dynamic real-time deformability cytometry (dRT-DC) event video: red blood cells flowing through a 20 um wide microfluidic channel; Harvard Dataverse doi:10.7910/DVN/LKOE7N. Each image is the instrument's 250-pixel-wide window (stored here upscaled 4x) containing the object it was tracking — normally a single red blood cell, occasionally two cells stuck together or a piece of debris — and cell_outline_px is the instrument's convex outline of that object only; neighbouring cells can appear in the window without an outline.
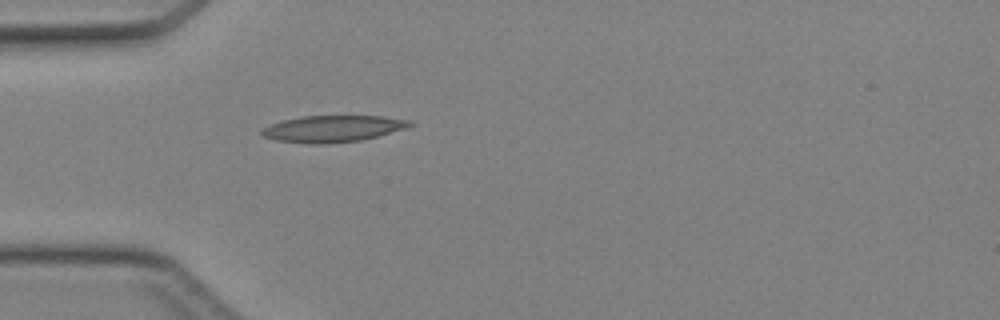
{"species": "Egyptian fruit bat (a non-hibernating species)", "species_latin": "Rousettus aegyptiacus", "temperature_condition": "cold", "stored_images_in_passage": 33, "camera_frame_rate_fps": 3000, "um_per_image_px": 0.085, "animal": {"sex": "female"}, "frame": {"image": 1, "passage_image": 1, "time_ms": 0.0, "image_size_px": [1000, 320], "cell_outline_px": [[416, 124], [404, 128], [376, 136], [360, 140], [328, 144], [312, 144], [276, 140], [264, 136], [260, 132], [260, 128], [284, 120], [300, 116], [380, 116], [412, 120]], "centroid_in_image_um": [28.27, 10.94], "position_along_channel_um": 56.7, "area_um2": 22.83}}
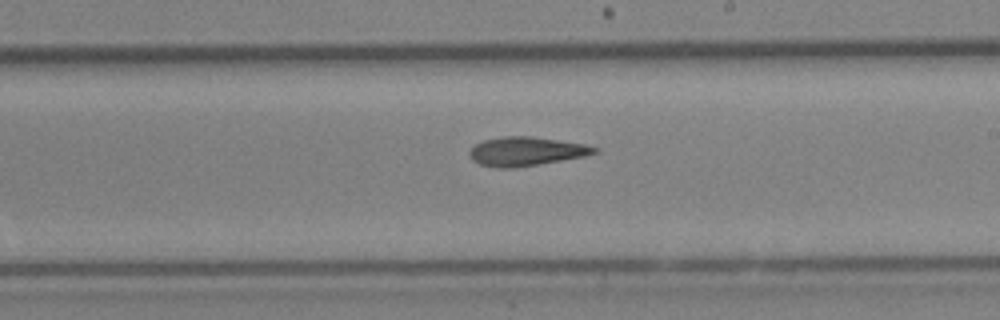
{"frame": {"image": 2, "passage_image": 14, "time_ms": 4.333, "image_size_px": [1000, 320], "cell_outline_px": [[600, 152], [584, 156], [512, 168], [500, 168], [480, 164], [472, 160], [468, 152], [476, 144], [484, 140], [504, 136], [532, 136], [584, 144], [600, 148]], "centroid_in_image_um": [44.73, 12.86], "position_along_channel_um": 244.3, "area_um2": 20.81}}
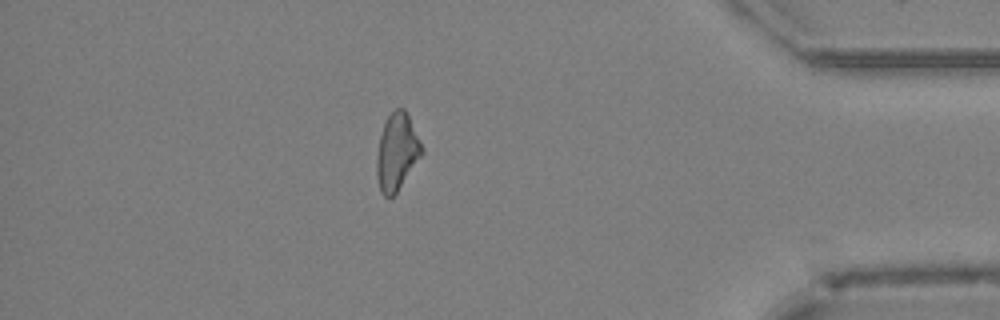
{"frame": {"image": 3, "passage_image": 27, "time_ms": 8.667, "image_size_px": [1000, 320], "cell_outline_px": [[424, 152], [396, 192], [392, 196], [384, 196], [380, 192], [376, 176], [376, 156], [380, 136], [384, 124], [388, 116], [396, 108], [404, 108], [424, 148]], "centroid_in_image_um": [33.72, 12.92], "position_along_channel_um": 401.5, "area_um2": 20.0}}